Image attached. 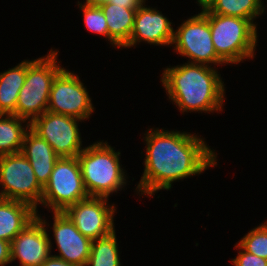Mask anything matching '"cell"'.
Here are the masks:
<instances>
[{"instance_id":"6da1fadb","label":"cell","mask_w":267,"mask_h":266,"mask_svg":"<svg viewBox=\"0 0 267 266\" xmlns=\"http://www.w3.org/2000/svg\"><path fill=\"white\" fill-rule=\"evenodd\" d=\"M145 135V169L137 191L146 195L169 190L172 182L217 165L214 151L196 135L163 129L149 130Z\"/></svg>"},{"instance_id":"7a4b0ae2","label":"cell","mask_w":267,"mask_h":266,"mask_svg":"<svg viewBox=\"0 0 267 266\" xmlns=\"http://www.w3.org/2000/svg\"><path fill=\"white\" fill-rule=\"evenodd\" d=\"M169 99L182 112L222 111L224 85L211 66L185 63V65L164 69L161 79Z\"/></svg>"},{"instance_id":"3957f363","label":"cell","mask_w":267,"mask_h":266,"mask_svg":"<svg viewBox=\"0 0 267 266\" xmlns=\"http://www.w3.org/2000/svg\"><path fill=\"white\" fill-rule=\"evenodd\" d=\"M120 152H115L106 142L92 144L77 155L83 183L90 197H104L126 184V175L120 166Z\"/></svg>"},{"instance_id":"277c9868","label":"cell","mask_w":267,"mask_h":266,"mask_svg":"<svg viewBox=\"0 0 267 266\" xmlns=\"http://www.w3.org/2000/svg\"><path fill=\"white\" fill-rule=\"evenodd\" d=\"M202 12L208 17L214 49L224 63L235 64L254 57L258 37L255 23L210 13L207 9Z\"/></svg>"},{"instance_id":"5b68a950","label":"cell","mask_w":267,"mask_h":266,"mask_svg":"<svg viewBox=\"0 0 267 266\" xmlns=\"http://www.w3.org/2000/svg\"><path fill=\"white\" fill-rule=\"evenodd\" d=\"M57 54L51 49L46 57L26 61V79L16 104L17 117L32 122L47 111L53 80L63 69L57 65Z\"/></svg>"},{"instance_id":"8992f818","label":"cell","mask_w":267,"mask_h":266,"mask_svg":"<svg viewBox=\"0 0 267 266\" xmlns=\"http://www.w3.org/2000/svg\"><path fill=\"white\" fill-rule=\"evenodd\" d=\"M88 197L77 156L60 157L43 187L42 205L50 207L54 212H63Z\"/></svg>"},{"instance_id":"52a82bcc","label":"cell","mask_w":267,"mask_h":266,"mask_svg":"<svg viewBox=\"0 0 267 266\" xmlns=\"http://www.w3.org/2000/svg\"><path fill=\"white\" fill-rule=\"evenodd\" d=\"M0 198L23 201L37 210L43 187L36 180L30 162L21 153L0 156Z\"/></svg>"},{"instance_id":"ba28073f","label":"cell","mask_w":267,"mask_h":266,"mask_svg":"<svg viewBox=\"0 0 267 266\" xmlns=\"http://www.w3.org/2000/svg\"><path fill=\"white\" fill-rule=\"evenodd\" d=\"M208 17L201 11L184 21L174 32L175 50L191 59L190 63L209 66L224 63L217 55L212 42Z\"/></svg>"},{"instance_id":"9c48e42d","label":"cell","mask_w":267,"mask_h":266,"mask_svg":"<svg viewBox=\"0 0 267 266\" xmlns=\"http://www.w3.org/2000/svg\"><path fill=\"white\" fill-rule=\"evenodd\" d=\"M47 111L71 116L81 122L89 118L94 108L79 77L63 68L53 80Z\"/></svg>"},{"instance_id":"30bf717a","label":"cell","mask_w":267,"mask_h":266,"mask_svg":"<svg viewBox=\"0 0 267 266\" xmlns=\"http://www.w3.org/2000/svg\"><path fill=\"white\" fill-rule=\"evenodd\" d=\"M79 120L46 111L30 122V128L45 139L59 157H76L83 150L76 123Z\"/></svg>"},{"instance_id":"8fae6325","label":"cell","mask_w":267,"mask_h":266,"mask_svg":"<svg viewBox=\"0 0 267 266\" xmlns=\"http://www.w3.org/2000/svg\"><path fill=\"white\" fill-rule=\"evenodd\" d=\"M109 199L88 197L67 207L63 213L76 228L91 240L99 239L114 231V205L108 206Z\"/></svg>"},{"instance_id":"7c38bea8","label":"cell","mask_w":267,"mask_h":266,"mask_svg":"<svg viewBox=\"0 0 267 266\" xmlns=\"http://www.w3.org/2000/svg\"><path fill=\"white\" fill-rule=\"evenodd\" d=\"M45 225V220L37 214V218L12 240L11 262L18 258L21 266H40L50 256L52 244Z\"/></svg>"},{"instance_id":"4fadbf2b","label":"cell","mask_w":267,"mask_h":266,"mask_svg":"<svg viewBox=\"0 0 267 266\" xmlns=\"http://www.w3.org/2000/svg\"><path fill=\"white\" fill-rule=\"evenodd\" d=\"M53 214V232L60 251L54 256L76 266H86L92 240L84 236L63 212Z\"/></svg>"},{"instance_id":"5bb4252c","label":"cell","mask_w":267,"mask_h":266,"mask_svg":"<svg viewBox=\"0 0 267 266\" xmlns=\"http://www.w3.org/2000/svg\"><path fill=\"white\" fill-rule=\"evenodd\" d=\"M174 40L171 22L156 9L140 6L135 13L134 27L130 41L124 47H131L140 41L149 44L170 45Z\"/></svg>"},{"instance_id":"9a60e30c","label":"cell","mask_w":267,"mask_h":266,"mask_svg":"<svg viewBox=\"0 0 267 266\" xmlns=\"http://www.w3.org/2000/svg\"><path fill=\"white\" fill-rule=\"evenodd\" d=\"M21 153L30 162L36 180L44 187L60 157L54 152L52 146L31 128L25 134Z\"/></svg>"},{"instance_id":"2e32d148","label":"cell","mask_w":267,"mask_h":266,"mask_svg":"<svg viewBox=\"0 0 267 266\" xmlns=\"http://www.w3.org/2000/svg\"><path fill=\"white\" fill-rule=\"evenodd\" d=\"M37 212L26 202L0 198V239L11 243L37 218Z\"/></svg>"},{"instance_id":"e0dca14e","label":"cell","mask_w":267,"mask_h":266,"mask_svg":"<svg viewBox=\"0 0 267 266\" xmlns=\"http://www.w3.org/2000/svg\"><path fill=\"white\" fill-rule=\"evenodd\" d=\"M100 7L106 18L108 39L112 45L124 47L130 41L137 9H127L109 2Z\"/></svg>"},{"instance_id":"ac0fdd59","label":"cell","mask_w":267,"mask_h":266,"mask_svg":"<svg viewBox=\"0 0 267 266\" xmlns=\"http://www.w3.org/2000/svg\"><path fill=\"white\" fill-rule=\"evenodd\" d=\"M26 79V61L0 74V114L16 115L20 89Z\"/></svg>"},{"instance_id":"d6986e66","label":"cell","mask_w":267,"mask_h":266,"mask_svg":"<svg viewBox=\"0 0 267 266\" xmlns=\"http://www.w3.org/2000/svg\"><path fill=\"white\" fill-rule=\"evenodd\" d=\"M25 121L14 114H0V156L21 152L25 134L30 128V122L26 130L21 126Z\"/></svg>"},{"instance_id":"ffe728a7","label":"cell","mask_w":267,"mask_h":266,"mask_svg":"<svg viewBox=\"0 0 267 266\" xmlns=\"http://www.w3.org/2000/svg\"><path fill=\"white\" fill-rule=\"evenodd\" d=\"M262 0H214L207 9L210 13L253 19L264 12ZM263 7V8H262Z\"/></svg>"},{"instance_id":"44dd1931","label":"cell","mask_w":267,"mask_h":266,"mask_svg":"<svg viewBox=\"0 0 267 266\" xmlns=\"http://www.w3.org/2000/svg\"><path fill=\"white\" fill-rule=\"evenodd\" d=\"M115 230L99 239L92 240L86 266H120Z\"/></svg>"},{"instance_id":"7402d4cb","label":"cell","mask_w":267,"mask_h":266,"mask_svg":"<svg viewBox=\"0 0 267 266\" xmlns=\"http://www.w3.org/2000/svg\"><path fill=\"white\" fill-rule=\"evenodd\" d=\"M238 244L248 253L267 259V221L252 229Z\"/></svg>"},{"instance_id":"603a6c76","label":"cell","mask_w":267,"mask_h":266,"mask_svg":"<svg viewBox=\"0 0 267 266\" xmlns=\"http://www.w3.org/2000/svg\"><path fill=\"white\" fill-rule=\"evenodd\" d=\"M79 5L80 9L83 10V17L87 29L94 33L105 35L108 38V26L101 7L82 5L81 3Z\"/></svg>"},{"instance_id":"cb8c5ba5","label":"cell","mask_w":267,"mask_h":266,"mask_svg":"<svg viewBox=\"0 0 267 266\" xmlns=\"http://www.w3.org/2000/svg\"><path fill=\"white\" fill-rule=\"evenodd\" d=\"M240 248L238 256L232 260L235 266H267V259L258 257L245 251L239 244L235 248Z\"/></svg>"},{"instance_id":"d4e9b609","label":"cell","mask_w":267,"mask_h":266,"mask_svg":"<svg viewBox=\"0 0 267 266\" xmlns=\"http://www.w3.org/2000/svg\"><path fill=\"white\" fill-rule=\"evenodd\" d=\"M11 243L0 239V266L11 262Z\"/></svg>"},{"instance_id":"484cf974","label":"cell","mask_w":267,"mask_h":266,"mask_svg":"<svg viewBox=\"0 0 267 266\" xmlns=\"http://www.w3.org/2000/svg\"><path fill=\"white\" fill-rule=\"evenodd\" d=\"M109 3H113L127 9H138L145 3V0H109Z\"/></svg>"},{"instance_id":"4316f807","label":"cell","mask_w":267,"mask_h":266,"mask_svg":"<svg viewBox=\"0 0 267 266\" xmlns=\"http://www.w3.org/2000/svg\"><path fill=\"white\" fill-rule=\"evenodd\" d=\"M40 266H76L53 255L49 256Z\"/></svg>"},{"instance_id":"83f0119b","label":"cell","mask_w":267,"mask_h":266,"mask_svg":"<svg viewBox=\"0 0 267 266\" xmlns=\"http://www.w3.org/2000/svg\"><path fill=\"white\" fill-rule=\"evenodd\" d=\"M107 2H109V0H86L85 5L100 7L101 5L106 4Z\"/></svg>"},{"instance_id":"f1b7e54d","label":"cell","mask_w":267,"mask_h":266,"mask_svg":"<svg viewBox=\"0 0 267 266\" xmlns=\"http://www.w3.org/2000/svg\"><path fill=\"white\" fill-rule=\"evenodd\" d=\"M214 2V0H198L199 6L202 7V11L206 10L210 7V5Z\"/></svg>"}]
</instances>
